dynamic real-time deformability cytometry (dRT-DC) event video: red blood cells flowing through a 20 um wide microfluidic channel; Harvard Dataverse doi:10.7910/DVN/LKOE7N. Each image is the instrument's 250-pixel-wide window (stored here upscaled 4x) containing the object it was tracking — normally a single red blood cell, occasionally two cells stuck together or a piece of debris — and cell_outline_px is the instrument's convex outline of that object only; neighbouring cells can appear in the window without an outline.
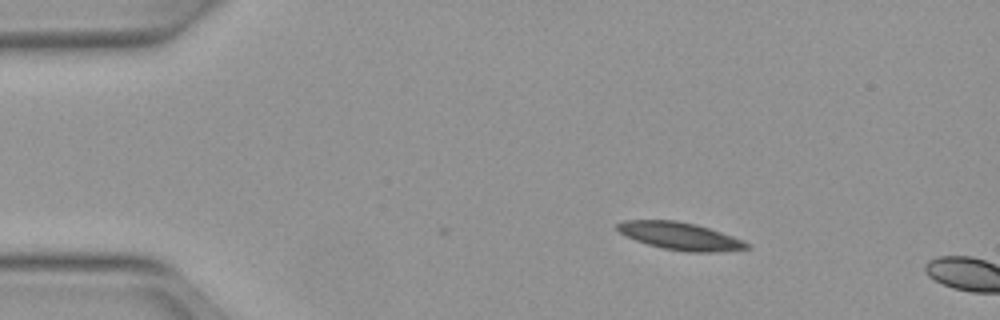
{"species": "Egyptian fruit bat (a non-hibernating species)", "species_latin": "Rousettus aegyptiacus", "temperature_condition": "warm", "stored_images_in_passage": 4, "camera_frame_rate_fps": 3000, "um_per_image_px": 0.085, "animal": {"sex": "female"}, "frame": {"image": 1, "passage_image": 1, "time_ms": 0.0, "image_size_px": [1000, 320], "cell_outline_px": [[752, 248], [716, 252], [684, 252], [664, 248], [648, 244], [636, 240], [620, 232], [616, 228], [616, 224], [624, 220], [676, 220], [696, 224], [744, 240], [752, 244]], "centroid_in_image_um": [57.86, 20.07], "position_along_channel_um": 27.1, "area_um2": 20.75}}